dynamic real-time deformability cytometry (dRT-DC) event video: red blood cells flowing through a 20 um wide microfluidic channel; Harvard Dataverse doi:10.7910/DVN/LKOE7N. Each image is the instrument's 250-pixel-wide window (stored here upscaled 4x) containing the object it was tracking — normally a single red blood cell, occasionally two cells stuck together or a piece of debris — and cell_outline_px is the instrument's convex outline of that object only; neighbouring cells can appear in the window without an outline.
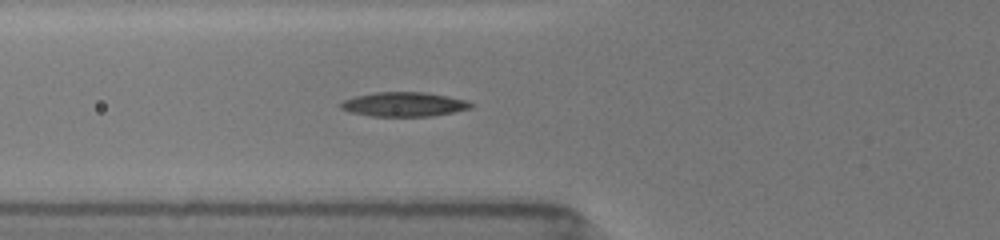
{"species": "common noctule bat (a hibernating species)", "species_latin": "Nyctalus noctula", "temperature_condition": "room temperature", "stored_images_in_passage": 7, "camera_frame_rate_fps": 3000, "um_per_image_px": 0.085, "animal": {"sex": "female", "body_mass_g": 19.5, "forearm_length_mm": 54.1}, "frame": {"image": 1, "passage_image": 7, "time_ms": 5.667, "image_size_px": [1000, 240], "cell_outline_px": [[476, 104], [472, 108], [432, 116], [372, 116], [348, 112], [340, 108], [340, 104], [344, 100], [356, 96], [376, 92], [424, 92], [448, 96], [468, 100]], "centroid_in_image_um": [34.37, 8.87], "position_along_channel_um": 91.4, "area_um2": 18.55}}